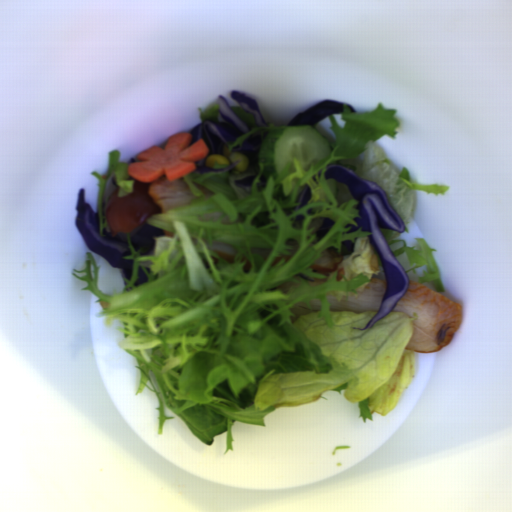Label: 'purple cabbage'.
Wrapping results in <instances>:
<instances>
[{
	"label": "purple cabbage",
	"instance_id": "purple-cabbage-7",
	"mask_svg": "<svg viewBox=\"0 0 512 512\" xmlns=\"http://www.w3.org/2000/svg\"><path fill=\"white\" fill-rule=\"evenodd\" d=\"M261 143V137L252 135L242 141L239 153L247 157V166L250 167L260 163L259 151Z\"/></svg>",
	"mask_w": 512,
	"mask_h": 512
},
{
	"label": "purple cabbage",
	"instance_id": "purple-cabbage-14",
	"mask_svg": "<svg viewBox=\"0 0 512 512\" xmlns=\"http://www.w3.org/2000/svg\"><path fill=\"white\" fill-rule=\"evenodd\" d=\"M304 218H305V217L300 216V215H298V214H297V216H296V218H295V219H297L298 221H300V222H301Z\"/></svg>",
	"mask_w": 512,
	"mask_h": 512
},
{
	"label": "purple cabbage",
	"instance_id": "purple-cabbage-10",
	"mask_svg": "<svg viewBox=\"0 0 512 512\" xmlns=\"http://www.w3.org/2000/svg\"><path fill=\"white\" fill-rule=\"evenodd\" d=\"M310 195H311L310 186H308L306 184L297 197L296 203L300 204L298 209L307 206V204L310 200Z\"/></svg>",
	"mask_w": 512,
	"mask_h": 512
},
{
	"label": "purple cabbage",
	"instance_id": "purple-cabbage-12",
	"mask_svg": "<svg viewBox=\"0 0 512 512\" xmlns=\"http://www.w3.org/2000/svg\"><path fill=\"white\" fill-rule=\"evenodd\" d=\"M255 178H256V173L255 174H250V175H248V176H246L244 178H241V179L237 180L234 183H236L238 185L251 186L252 183L254 182Z\"/></svg>",
	"mask_w": 512,
	"mask_h": 512
},
{
	"label": "purple cabbage",
	"instance_id": "purple-cabbage-4",
	"mask_svg": "<svg viewBox=\"0 0 512 512\" xmlns=\"http://www.w3.org/2000/svg\"><path fill=\"white\" fill-rule=\"evenodd\" d=\"M344 104L330 100H322L309 109L297 114L288 125H312L321 122L331 115L343 113ZM287 125V126H288Z\"/></svg>",
	"mask_w": 512,
	"mask_h": 512
},
{
	"label": "purple cabbage",
	"instance_id": "purple-cabbage-8",
	"mask_svg": "<svg viewBox=\"0 0 512 512\" xmlns=\"http://www.w3.org/2000/svg\"><path fill=\"white\" fill-rule=\"evenodd\" d=\"M116 189H118V186L116 184L114 174L110 170V172L105 180V185H104V193H103V201H102L103 215L106 214L105 206H106L107 200Z\"/></svg>",
	"mask_w": 512,
	"mask_h": 512
},
{
	"label": "purple cabbage",
	"instance_id": "purple-cabbage-13",
	"mask_svg": "<svg viewBox=\"0 0 512 512\" xmlns=\"http://www.w3.org/2000/svg\"><path fill=\"white\" fill-rule=\"evenodd\" d=\"M259 181H261V182H262V183H264V184H267L268 179H266V178L264 177V175H263V174H261V175L259 176Z\"/></svg>",
	"mask_w": 512,
	"mask_h": 512
},
{
	"label": "purple cabbage",
	"instance_id": "purple-cabbage-15",
	"mask_svg": "<svg viewBox=\"0 0 512 512\" xmlns=\"http://www.w3.org/2000/svg\"><path fill=\"white\" fill-rule=\"evenodd\" d=\"M350 110V112H356L352 105L346 104Z\"/></svg>",
	"mask_w": 512,
	"mask_h": 512
},
{
	"label": "purple cabbage",
	"instance_id": "purple-cabbage-2",
	"mask_svg": "<svg viewBox=\"0 0 512 512\" xmlns=\"http://www.w3.org/2000/svg\"><path fill=\"white\" fill-rule=\"evenodd\" d=\"M75 224L80 231L87 247L107 260L113 268L124 269L122 276L130 281L133 261L132 258L123 257L131 254L127 244L126 232H119L112 236L105 227L99 234L100 219L90 203L87 202L85 190L79 187L76 199Z\"/></svg>",
	"mask_w": 512,
	"mask_h": 512
},
{
	"label": "purple cabbage",
	"instance_id": "purple-cabbage-6",
	"mask_svg": "<svg viewBox=\"0 0 512 512\" xmlns=\"http://www.w3.org/2000/svg\"><path fill=\"white\" fill-rule=\"evenodd\" d=\"M228 95L231 99H233L236 102L238 106L256 116L259 126L263 127L269 125L265 122L263 115L260 111V108L253 98H251L250 96H246L238 90H232Z\"/></svg>",
	"mask_w": 512,
	"mask_h": 512
},
{
	"label": "purple cabbage",
	"instance_id": "purple-cabbage-11",
	"mask_svg": "<svg viewBox=\"0 0 512 512\" xmlns=\"http://www.w3.org/2000/svg\"><path fill=\"white\" fill-rule=\"evenodd\" d=\"M149 282L147 275L143 271L141 265L137 266V280L134 285L147 284Z\"/></svg>",
	"mask_w": 512,
	"mask_h": 512
},
{
	"label": "purple cabbage",
	"instance_id": "purple-cabbage-5",
	"mask_svg": "<svg viewBox=\"0 0 512 512\" xmlns=\"http://www.w3.org/2000/svg\"><path fill=\"white\" fill-rule=\"evenodd\" d=\"M166 230L142 223L130 231L129 240L134 250L147 246L141 254L153 256L155 254V236H166Z\"/></svg>",
	"mask_w": 512,
	"mask_h": 512
},
{
	"label": "purple cabbage",
	"instance_id": "purple-cabbage-1",
	"mask_svg": "<svg viewBox=\"0 0 512 512\" xmlns=\"http://www.w3.org/2000/svg\"><path fill=\"white\" fill-rule=\"evenodd\" d=\"M325 179L347 185L360 217L354 218L357 226H348L349 232L363 229L369 235L358 237L355 241H342L352 256L361 254L369 241L379 258L385 276V289L382 305L375 317L362 327L354 329H370L378 320L392 312L409 287V277L393 249L386 241L381 229L402 233L405 225L395 209L386 191L376 182L350 172L343 166L333 164L328 168ZM348 232V233H349Z\"/></svg>",
	"mask_w": 512,
	"mask_h": 512
},
{
	"label": "purple cabbage",
	"instance_id": "purple-cabbage-3",
	"mask_svg": "<svg viewBox=\"0 0 512 512\" xmlns=\"http://www.w3.org/2000/svg\"><path fill=\"white\" fill-rule=\"evenodd\" d=\"M217 116H211L206 121L197 124L190 132L188 148L200 139H204L208 148L207 156L194 162L202 173L222 171L221 168H208L206 161L211 155H221L224 147L229 149V143L245 134L250 129L246 123L232 110L226 97H218Z\"/></svg>",
	"mask_w": 512,
	"mask_h": 512
},
{
	"label": "purple cabbage",
	"instance_id": "purple-cabbage-9",
	"mask_svg": "<svg viewBox=\"0 0 512 512\" xmlns=\"http://www.w3.org/2000/svg\"><path fill=\"white\" fill-rule=\"evenodd\" d=\"M335 220L324 217L316 231L317 242L328 232Z\"/></svg>",
	"mask_w": 512,
	"mask_h": 512
}]
</instances>
